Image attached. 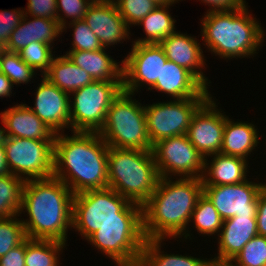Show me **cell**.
<instances>
[{"mask_svg": "<svg viewBox=\"0 0 266 266\" xmlns=\"http://www.w3.org/2000/svg\"><path fill=\"white\" fill-rule=\"evenodd\" d=\"M202 193V178L160 177L155 191L142 205L145 239L191 240L189 223Z\"/></svg>", "mask_w": 266, "mask_h": 266, "instance_id": "obj_1", "label": "cell"}, {"mask_svg": "<svg viewBox=\"0 0 266 266\" xmlns=\"http://www.w3.org/2000/svg\"><path fill=\"white\" fill-rule=\"evenodd\" d=\"M58 133L54 139L53 176L73 194L108 187V148L98 132Z\"/></svg>", "mask_w": 266, "mask_h": 266, "instance_id": "obj_2", "label": "cell"}, {"mask_svg": "<svg viewBox=\"0 0 266 266\" xmlns=\"http://www.w3.org/2000/svg\"><path fill=\"white\" fill-rule=\"evenodd\" d=\"M73 197L69 187L54 176L26 180L19 215L27 213L26 220L21 218L27 238L67 244L68 229L72 228Z\"/></svg>", "mask_w": 266, "mask_h": 266, "instance_id": "obj_3", "label": "cell"}, {"mask_svg": "<svg viewBox=\"0 0 266 266\" xmlns=\"http://www.w3.org/2000/svg\"><path fill=\"white\" fill-rule=\"evenodd\" d=\"M248 11V6L206 11L200 20V36L206 51L225 60L253 59L265 42L266 30Z\"/></svg>", "mask_w": 266, "mask_h": 266, "instance_id": "obj_4", "label": "cell"}, {"mask_svg": "<svg viewBox=\"0 0 266 266\" xmlns=\"http://www.w3.org/2000/svg\"><path fill=\"white\" fill-rule=\"evenodd\" d=\"M160 179L152 150L108 148V187L142 206Z\"/></svg>", "mask_w": 266, "mask_h": 266, "instance_id": "obj_5", "label": "cell"}, {"mask_svg": "<svg viewBox=\"0 0 266 266\" xmlns=\"http://www.w3.org/2000/svg\"><path fill=\"white\" fill-rule=\"evenodd\" d=\"M109 222H142V206L129 202L109 187L74 195L72 228L82 239Z\"/></svg>", "mask_w": 266, "mask_h": 266, "instance_id": "obj_6", "label": "cell"}, {"mask_svg": "<svg viewBox=\"0 0 266 266\" xmlns=\"http://www.w3.org/2000/svg\"><path fill=\"white\" fill-rule=\"evenodd\" d=\"M135 95L122 91L107 111L105 123L98 134L109 147L152 150L147 133L144 104Z\"/></svg>", "mask_w": 266, "mask_h": 266, "instance_id": "obj_7", "label": "cell"}, {"mask_svg": "<svg viewBox=\"0 0 266 266\" xmlns=\"http://www.w3.org/2000/svg\"><path fill=\"white\" fill-rule=\"evenodd\" d=\"M122 91L123 82L93 81L72 92L70 131L99 132L105 123L108 109Z\"/></svg>", "mask_w": 266, "mask_h": 266, "instance_id": "obj_8", "label": "cell"}, {"mask_svg": "<svg viewBox=\"0 0 266 266\" xmlns=\"http://www.w3.org/2000/svg\"><path fill=\"white\" fill-rule=\"evenodd\" d=\"M86 240L116 266H138L146 239L142 222H109Z\"/></svg>", "mask_w": 266, "mask_h": 266, "instance_id": "obj_9", "label": "cell"}, {"mask_svg": "<svg viewBox=\"0 0 266 266\" xmlns=\"http://www.w3.org/2000/svg\"><path fill=\"white\" fill-rule=\"evenodd\" d=\"M206 88L198 97L173 99L144 105L147 133L153 145L157 141L174 136L185 135L192 116L211 96Z\"/></svg>", "mask_w": 266, "mask_h": 266, "instance_id": "obj_10", "label": "cell"}, {"mask_svg": "<svg viewBox=\"0 0 266 266\" xmlns=\"http://www.w3.org/2000/svg\"><path fill=\"white\" fill-rule=\"evenodd\" d=\"M3 141L11 174L25 181L53 176L54 140L3 136Z\"/></svg>", "mask_w": 266, "mask_h": 266, "instance_id": "obj_11", "label": "cell"}, {"mask_svg": "<svg viewBox=\"0 0 266 266\" xmlns=\"http://www.w3.org/2000/svg\"><path fill=\"white\" fill-rule=\"evenodd\" d=\"M152 153L160 177L202 178L205 158L190 143L187 135L161 139Z\"/></svg>", "mask_w": 266, "mask_h": 266, "instance_id": "obj_12", "label": "cell"}, {"mask_svg": "<svg viewBox=\"0 0 266 266\" xmlns=\"http://www.w3.org/2000/svg\"><path fill=\"white\" fill-rule=\"evenodd\" d=\"M131 46L123 59V91L135 95L145 86L151 92L168 60L164 49L159 43H132Z\"/></svg>", "mask_w": 266, "mask_h": 266, "instance_id": "obj_13", "label": "cell"}, {"mask_svg": "<svg viewBox=\"0 0 266 266\" xmlns=\"http://www.w3.org/2000/svg\"><path fill=\"white\" fill-rule=\"evenodd\" d=\"M250 178L239 184L203 186V193L213 203L222 220L256 216L258 194L266 185Z\"/></svg>", "mask_w": 266, "mask_h": 266, "instance_id": "obj_14", "label": "cell"}, {"mask_svg": "<svg viewBox=\"0 0 266 266\" xmlns=\"http://www.w3.org/2000/svg\"><path fill=\"white\" fill-rule=\"evenodd\" d=\"M212 98L211 95L194 113L186 133L204 158L220 152L226 122L225 112L217 108L219 103Z\"/></svg>", "mask_w": 266, "mask_h": 266, "instance_id": "obj_15", "label": "cell"}, {"mask_svg": "<svg viewBox=\"0 0 266 266\" xmlns=\"http://www.w3.org/2000/svg\"><path fill=\"white\" fill-rule=\"evenodd\" d=\"M35 92L34 106H28L55 134L70 129V95L43 75Z\"/></svg>", "mask_w": 266, "mask_h": 266, "instance_id": "obj_16", "label": "cell"}, {"mask_svg": "<svg viewBox=\"0 0 266 266\" xmlns=\"http://www.w3.org/2000/svg\"><path fill=\"white\" fill-rule=\"evenodd\" d=\"M83 20L105 48L109 49L112 45L115 47L116 44L131 38L130 27L114 1L92 2Z\"/></svg>", "mask_w": 266, "mask_h": 266, "instance_id": "obj_17", "label": "cell"}, {"mask_svg": "<svg viewBox=\"0 0 266 266\" xmlns=\"http://www.w3.org/2000/svg\"><path fill=\"white\" fill-rule=\"evenodd\" d=\"M164 49L165 55L169 61L190 71L207 89L211 83L205 76L203 69L206 67V59L203 54L201 43L196 36L180 33L176 31L170 34L166 39L159 43Z\"/></svg>", "mask_w": 266, "mask_h": 266, "instance_id": "obj_18", "label": "cell"}, {"mask_svg": "<svg viewBox=\"0 0 266 266\" xmlns=\"http://www.w3.org/2000/svg\"><path fill=\"white\" fill-rule=\"evenodd\" d=\"M256 216L232 217L224 220L218 235V253L210 258L213 266H226L256 235Z\"/></svg>", "mask_w": 266, "mask_h": 266, "instance_id": "obj_19", "label": "cell"}, {"mask_svg": "<svg viewBox=\"0 0 266 266\" xmlns=\"http://www.w3.org/2000/svg\"><path fill=\"white\" fill-rule=\"evenodd\" d=\"M0 135L36 140H54L55 133L28 107L15 104L0 113Z\"/></svg>", "mask_w": 266, "mask_h": 266, "instance_id": "obj_20", "label": "cell"}, {"mask_svg": "<svg viewBox=\"0 0 266 266\" xmlns=\"http://www.w3.org/2000/svg\"><path fill=\"white\" fill-rule=\"evenodd\" d=\"M24 15L21 23L11 33L5 50L19 52L32 42L54 46V41L62 35L58 20Z\"/></svg>", "mask_w": 266, "mask_h": 266, "instance_id": "obj_21", "label": "cell"}, {"mask_svg": "<svg viewBox=\"0 0 266 266\" xmlns=\"http://www.w3.org/2000/svg\"><path fill=\"white\" fill-rule=\"evenodd\" d=\"M152 89L172 99H187L198 97L206 87L186 68L167 60Z\"/></svg>", "mask_w": 266, "mask_h": 266, "instance_id": "obj_22", "label": "cell"}, {"mask_svg": "<svg viewBox=\"0 0 266 266\" xmlns=\"http://www.w3.org/2000/svg\"><path fill=\"white\" fill-rule=\"evenodd\" d=\"M209 157L211 161L205 158L203 186L239 184L248 179L249 160L220 152Z\"/></svg>", "mask_w": 266, "mask_h": 266, "instance_id": "obj_23", "label": "cell"}, {"mask_svg": "<svg viewBox=\"0 0 266 266\" xmlns=\"http://www.w3.org/2000/svg\"><path fill=\"white\" fill-rule=\"evenodd\" d=\"M107 48L98 51L69 50L66 55L94 81L123 82V60L116 62Z\"/></svg>", "mask_w": 266, "mask_h": 266, "instance_id": "obj_24", "label": "cell"}, {"mask_svg": "<svg viewBox=\"0 0 266 266\" xmlns=\"http://www.w3.org/2000/svg\"><path fill=\"white\" fill-rule=\"evenodd\" d=\"M232 120L226 115L220 153L248 160V156L255 151L254 149H257L255 147L260 143L258 128L256 124L249 121Z\"/></svg>", "mask_w": 266, "mask_h": 266, "instance_id": "obj_25", "label": "cell"}, {"mask_svg": "<svg viewBox=\"0 0 266 266\" xmlns=\"http://www.w3.org/2000/svg\"><path fill=\"white\" fill-rule=\"evenodd\" d=\"M43 76L69 95L94 81L85 70L75 65L66 54L54 57L49 70Z\"/></svg>", "mask_w": 266, "mask_h": 266, "instance_id": "obj_26", "label": "cell"}, {"mask_svg": "<svg viewBox=\"0 0 266 266\" xmlns=\"http://www.w3.org/2000/svg\"><path fill=\"white\" fill-rule=\"evenodd\" d=\"M164 241L165 239H146L138 266H213L211 259L164 253L161 250Z\"/></svg>", "mask_w": 266, "mask_h": 266, "instance_id": "obj_27", "label": "cell"}, {"mask_svg": "<svg viewBox=\"0 0 266 266\" xmlns=\"http://www.w3.org/2000/svg\"><path fill=\"white\" fill-rule=\"evenodd\" d=\"M170 5L157 6L145 18H143L137 25L143 26V33L146 35L144 38H138L132 43L137 44H153L160 43L166 39L170 34L176 32V20L169 12Z\"/></svg>", "mask_w": 266, "mask_h": 266, "instance_id": "obj_28", "label": "cell"}, {"mask_svg": "<svg viewBox=\"0 0 266 266\" xmlns=\"http://www.w3.org/2000/svg\"><path fill=\"white\" fill-rule=\"evenodd\" d=\"M67 245L54 240L26 239L25 266H59Z\"/></svg>", "mask_w": 266, "mask_h": 266, "instance_id": "obj_29", "label": "cell"}, {"mask_svg": "<svg viewBox=\"0 0 266 266\" xmlns=\"http://www.w3.org/2000/svg\"><path fill=\"white\" fill-rule=\"evenodd\" d=\"M24 184L25 180L13 174L0 177V218L20 213Z\"/></svg>", "mask_w": 266, "mask_h": 266, "instance_id": "obj_30", "label": "cell"}, {"mask_svg": "<svg viewBox=\"0 0 266 266\" xmlns=\"http://www.w3.org/2000/svg\"><path fill=\"white\" fill-rule=\"evenodd\" d=\"M191 222L195 231L197 230L198 234L202 236L204 234L205 236H218L223 224L219 212L204 193L198 198L192 212Z\"/></svg>", "mask_w": 266, "mask_h": 266, "instance_id": "obj_31", "label": "cell"}, {"mask_svg": "<svg viewBox=\"0 0 266 266\" xmlns=\"http://www.w3.org/2000/svg\"><path fill=\"white\" fill-rule=\"evenodd\" d=\"M1 73L16 86L28 84L34 80V75H37V72L21 59L19 53L5 49H1Z\"/></svg>", "mask_w": 266, "mask_h": 266, "instance_id": "obj_32", "label": "cell"}, {"mask_svg": "<svg viewBox=\"0 0 266 266\" xmlns=\"http://www.w3.org/2000/svg\"><path fill=\"white\" fill-rule=\"evenodd\" d=\"M15 215L9 218H0V258L11 249L16 248L26 239L25 228L20 218Z\"/></svg>", "mask_w": 266, "mask_h": 266, "instance_id": "obj_33", "label": "cell"}, {"mask_svg": "<svg viewBox=\"0 0 266 266\" xmlns=\"http://www.w3.org/2000/svg\"><path fill=\"white\" fill-rule=\"evenodd\" d=\"M53 46L41 42H32L20 50L18 53L21 59L32 67L35 71H39L40 76L44 75L55 57Z\"/></svg>", "mask_w": 266, "mask_h": 266, "instance_id": "obj_34", "label": "cell"}, {"mask_svg": "<svg viewBox=\"0 0 266 266\" xmlns=\"http://www.w3.org/2000/svg\"><path fill=\"white\" fill-rule=\"evenodd\" d=\"M226 266H266V237L257 234Z\"/></svg>", "mask_w": 266, "mask_h": 266, "instance_id": "obj_35", "label": "cell"}, {"mask_svg": "<svg viewBox=\"0 0 266 266\" xmlns=\"http://www.w3.org/2000/svg\"><path fill=\"white\" fill-rule=\"evenodd\" d=\"M67 28H73L72 46L69 47V50L98 51L104 48L100 40L95 36L94 32L88 27L84 20L67 23L62 27V32H67Z\"/></svg>", "mask_w": 266, "mask_h": 266, "instance_id": "obj_36", "label": "cell"}, {"mask_svg": "<svg viewBox=\"0 0 266 266\" xmlns=\"http://www.w3.org/2000/svg\"><path fill=\"white\" fill-rule=\"evenodd\" d=\"M119 13L129 27L145 18L157 5L151 0H114Z\"/></svg>", "mask_w": 266, "mask_h": 266, "instance_id": "obj_37", "label": "cell"}, {"mask_svg": "<svg viewBox=\"0 0 266 266\" xmlns=\"http://www.w3.org/2000/svg\"><path fill=\"white\" fill-rule=\"evenodd\" d=\"M91 3V0H57V20L59 25L63 27L69 22L83 20ZM65 18L70 19V21Z\"/></svg>", "mask_w": 266, "mask_h": 266, "instance_id": "obj_38", "label": "cell"}, {"mask_svg": "<svg viewBox=\"0 0 266 266\" xmlns=\"http://www.w3.org/2000/svg\"><path fill=\"white\" fill-rule=\"evenodd\" d=\"M17 9L0 10V49L5 48L11 33L23 19L24 10Z\"/></svg>", "mask_w": 266, "mask_h": 266, "instance_id": "obj_39", "label": "cell"}, {"mask_svg": "<svg viewBox=\"0 0 266 266\" xmlns=\"http://www.w3.org/2000/svg\"><path fill=\"white\" fill-rule=\"evenodd\" d=\"M24 15L57 20V0H27Z\"/></svg>", "mask_w": 266, "mask_h": 266, "instance_id": "obj_40", "label": "cell"}, {"mask_svg": "<svg viewBox=\"0 0 266 266\" xmlns=\"http://www.w3.org/2000/svg\"><path fill=\"white\" fill-rule=\"evenodd\" d=\"M26 240L0 258V266H25Z\"/></svg>", "mask_w": 266, "mask_h": 266, "instance_id": "obj_41", "label": "cell"}, {"mask_svg": "<svg viewBox=\"0 0 266 266\" xmlns=\"http://www.w3.org/2000/svg\"><path fill=\"white\" fill-rule=\"evenodd\" d=\"M256 220L258 234L266 237V185L258 194Z\"/></svg>", "mask_w": 266, "mask_h": 266, "instance_id": "obj_42", "label": "cell"}, {"mask_svg": "<svg viewBox=\"0 0 266 266\" xmlns=\"http://www.w3.org/2000/svg\"><path fill=\"white\" fill-rule=\"evenodd\" d=\"M205 5L210 6L207 11L232 10L235 8L247 6L245 0H199Z\"/></svg>", "mask_w": 266, "mask_h": 266, "instance_id": "obj_43", "label": "cell"}, {"mask_svg": "<svg viewBox=\"0 0 266 266\" xmlns=\"http://www.w3.org/2000/svg\"><path fill=\"white\" fill-rule=\"evenodd\" d=\"M14 85L4 74L0 73V98L11 97Z\"/></svg>", "mask_w": 266, "mask_h": 266, "instance_id": "obj_44", "label": "cell"}, {"mask_svg": "<svg viewBox=\"0 0 266 266\" xmlns=\"http://www.w3.org/2000/svg\"><path fill=\"white\" fill-rule=\"evenodd\" d=\"M7 174H11V172L7 165V157H6L3 136L0 135V177Z\"/></svg>", "mask_w": 266, "mask_h": 266, "instance_id": "obj_45", "label": "cell"}, {"mask_svg": "<svg viewBox=\"0 0 266 266\" xmlns=\"http://www.w3.org/2000/svg\"><path fill=\"white\" fill-rule=\"evenodd\" d=\"M151 1L155 3L157 6H162V5H170V4L175 5V3H179L180 1H183V0H151Z\"/></svg>", "mask_w": 266, "mask_h": 266, "instance_id": "obj_46", "label": "cell"}, {"mask_svg": "<svg viewBox=\"0 0 266 266\" xmlns=\"http://www.w3.org/2000/svg\"><path fill=\"white\" fill-rule=\"evenodd\" d=\"M0 73H1V49H0Z\"/></svg>", "mask_w": 266, "mask_h": 266, "instance_id": "obj_47", "label": "cell"}, {"mask_svg": "<svg viewBox=\"0 0 266 266\" xmlns=\"http://www.w3.org/2000/svg\"><path fill=\"white\" fill-rule=\"evenodd\" d=\"M99 1H102V0H97V2H99ZM104 1H114V0H104Z\"/></svg>", "mask_w": 266, "mask_h": 266, "instance_id": "obj_48", "label": "cell"}]
</instances>
